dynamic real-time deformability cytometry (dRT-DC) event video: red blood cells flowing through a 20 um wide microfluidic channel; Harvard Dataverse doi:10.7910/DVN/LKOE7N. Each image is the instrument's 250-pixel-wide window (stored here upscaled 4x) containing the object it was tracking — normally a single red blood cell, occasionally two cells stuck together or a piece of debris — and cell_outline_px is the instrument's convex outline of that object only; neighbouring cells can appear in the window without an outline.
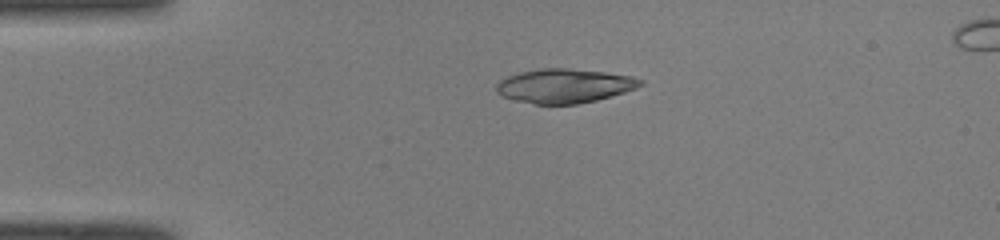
{"species": "common noctule bat (a hibernating species)", "species_latin": "Nyctalus noctula", "temperature_condition": "room temperature", "stored_images_in_passage": 39, "camera_frame_rate_fps": 3000, "um_per_image_px": 0.085, "animal": {"sex": "male", "body_mass_g": 19.0, "forearm_length_mm": 50.8}, "frame": {"image": 1, "passage_image": 1, "time_ms": 0.0, "image_size_px": [1000, 240], "cell_outline_px": [[644, 84], [636, 88], [624, 92], [596, 100], [576, 104], [536, 104], [516, 100], [504, 96], [496, 92], [496, 84], [500, 80], [508, 76], [520, 72], [540, 68], [568, 68], [604, 72], [632, 76], [644, 80]], "centroid_in_image_um": [47.99, 7.29], "position_along_channel_um": 37.0, "area_um2": 28.55}}
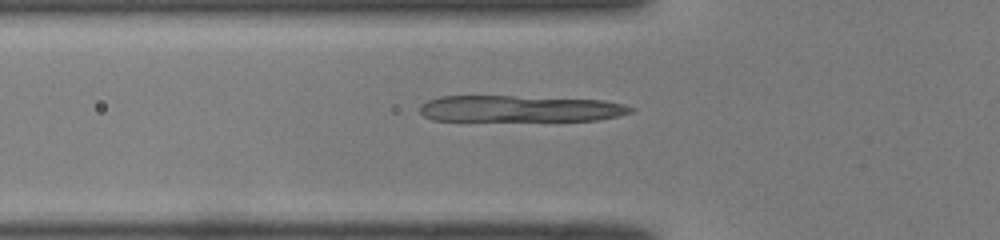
{"frame": {"image": 2, "passage_image": 7, "time_ms": 2.0, "image_size_px": [1000, 240], "cell_outline_px": [[636, 108], [632, 112], [616, 116], [596, 120], [432, 120], [424, 116], [420, 112], [420, 104], [428, 100], [440, 96], [512, 96], [604, 100], [624, 104]], "centroid_in_image_um": [44.19, 9.23], "position_along_channel_um": 81.6, "area_um2": 32.31}}